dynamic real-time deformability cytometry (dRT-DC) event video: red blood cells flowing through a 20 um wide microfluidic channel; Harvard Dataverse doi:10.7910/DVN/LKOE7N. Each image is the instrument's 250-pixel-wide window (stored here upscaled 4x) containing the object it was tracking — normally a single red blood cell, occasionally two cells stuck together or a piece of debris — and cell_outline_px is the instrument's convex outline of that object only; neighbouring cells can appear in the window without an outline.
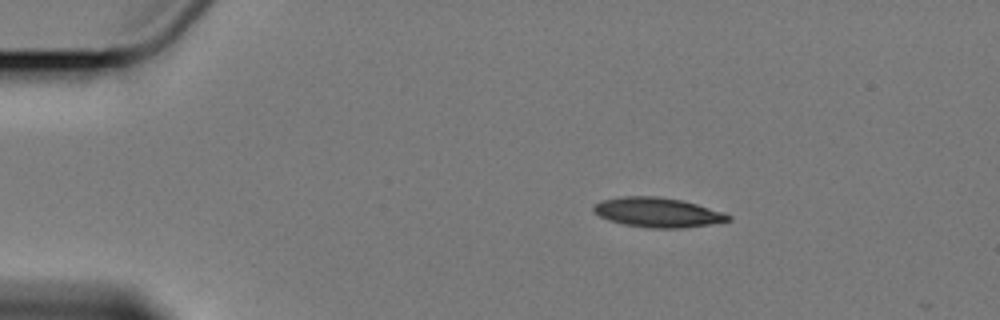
{"species": "Egyptian fruit bat (a non-hibernating species)", "species_latin": "Rousettus aegyptiacus", "temperature_condition": "cold", "stored_images_in_passage": 3, "camera_frame_rate_fps": 3000, "um_per_image_px": 0.085, "animal": {"sex": "female"}, "frame": {"image": 1, "passage_image": 1, "time_ms": 0.0, "image_size_px": [1000, 320], "cell_outline_px": [[732, 220], [712, 224], [680, 228], [648, 228], [624, 224], [608, 220], [600, 216], [592, 208], [592, 204], [604, 200], [624, 196], [660, 196], [680, 200], [696, 204], [724, 212], [732, 216]], "centroid_in_image_um": [55.92, 18.05], "position_along_channel_um": 29.1, "area_um2": 23.24}}